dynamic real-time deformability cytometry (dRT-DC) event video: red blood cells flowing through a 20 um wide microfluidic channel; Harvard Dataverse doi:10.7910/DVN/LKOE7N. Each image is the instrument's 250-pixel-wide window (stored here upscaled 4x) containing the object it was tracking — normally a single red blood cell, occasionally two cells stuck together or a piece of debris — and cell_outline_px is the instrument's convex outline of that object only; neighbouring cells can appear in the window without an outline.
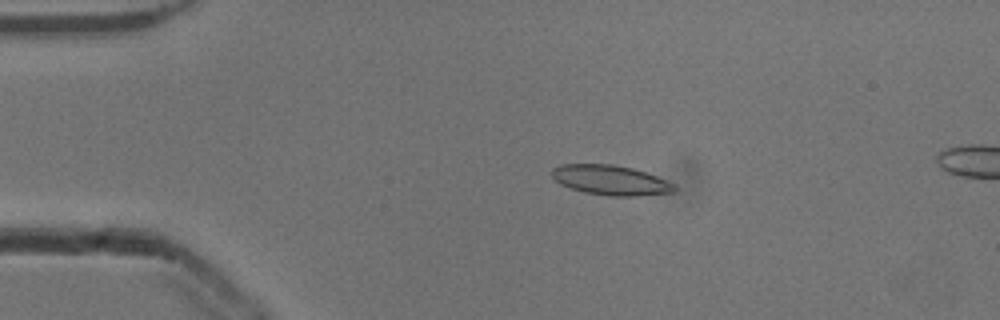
{"species": "common noctule bat (a hibernating species)", "species_latin": "Nyctalus noctula", "temperature_condition": "cold", "stored_images_in_passage": 15, "camera_frame_rate_fps": 3000, "um_per_image_px": 0.085, "animal": {"sex": "male", "body_mass_g": 13.3}, "frame": {"image": 1, "passage_image": 11, "time_ms": 3.333, "image_size_px": [1000, 320], "cell_outline_px": [[676, 192], [636, 196], [612, 196], [584, 192], [560, 184], [552, 176], [552, 168], [560, 164], [612, 164], [632, 168], [656, 176], [676, 184]], "centroid_in_image_um": [51.92, 15.31], "position_along_channel_um": 33.1, "area_um2": 21.27}}